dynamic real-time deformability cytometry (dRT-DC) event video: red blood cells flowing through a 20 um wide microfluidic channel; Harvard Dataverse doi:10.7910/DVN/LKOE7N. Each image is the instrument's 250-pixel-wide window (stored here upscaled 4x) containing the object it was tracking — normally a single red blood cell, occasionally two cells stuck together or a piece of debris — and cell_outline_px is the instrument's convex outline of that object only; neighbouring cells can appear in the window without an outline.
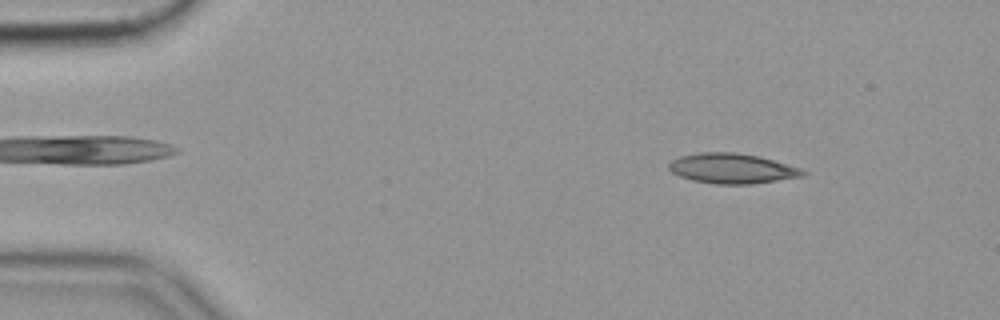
{"species": "common noctule bat (a hibernating species)", "species_latin": "Nyctalus noctula", "temperature_condition": "cold", "stored_images_in_passage": 49, "camera_frame_rate_fps": 3000, "um_per_image_px": 0.085, "animal": {"sex": "female", "body_mass_g": 19.9}, "frame": {"image": 1, "passage_image": 1, "time_ms": 0.0, "image_size_px": [1000, 320], "cell_outline_px": [[808, 172], [804, 176], [752, 184], [716, 184], [692, 180], [680, 176], [672, 172], [668, 168], [668, 164], [672, 160], [680, 156], [700, 152], [736, 152], [760, 156], [800, 168]], "centroid_in_image_um": [62.23, 14.31], "position_along_channel_um": 22.8, "area_um2": 23.52}}
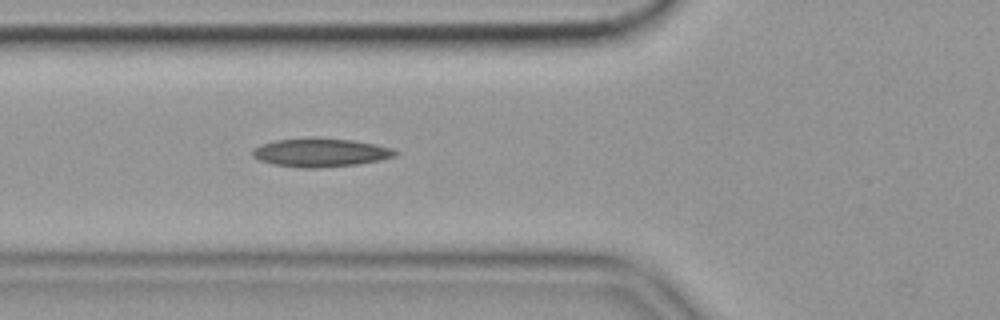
{"frame": {"image": 2, "passage_image": 14, "time_ms": 4.333, "image_size_px": [1000, 320], "cell_outline_px": [[396, 152], [392, 156], [380, 160], [356, 164], [316, 168], [300, 168], [272, 164], [260, 160], [252, 156], [252, 148], [260, 144], [276, 140], [352, 140], [392, 148]], "centroid_in_image_um": [27.17, 13.0], "position_along_channel_um": 98.6, "area_um2": 22.72}}
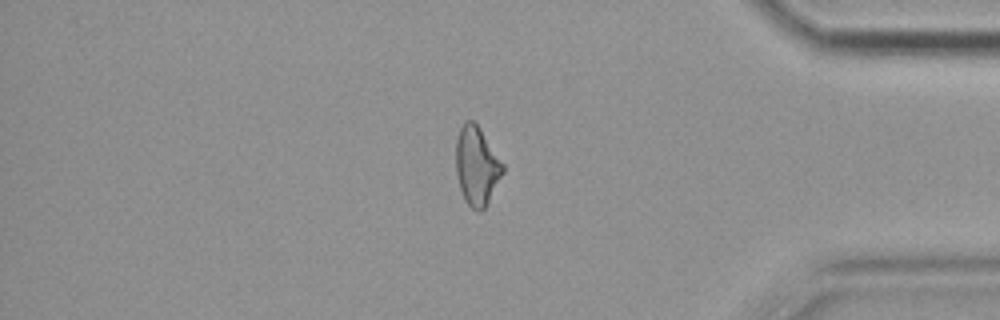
{"frame": {"image": 3, "passage_image": 41, "time_ms": 13.333, "image_size_px": [1000, 320], "cell_outline_px": [[504, 172], [488, 204], [480, 212], [476, 212], [468, 204], [460, 188], [456, 172], [456, 140], [460, 128], [464, 120], [472, 120], [480, 128], [504, 164]], "centroid_in_image_um": [40.53, 14.1], "position_along_channel_um": 394.7, "area_um2": 21.56}, "authors_computed_cell_mechanics": {"area_um2": 22.1374, "velocity_mm_per_s": 3.5691, "shape_relaxation_time_tau1_ms": null, "shape_relaxation_time_tau2_ms": 6.2787, "deformation_change_tau1": null, "deformation_change_tau2": 0.1713}}